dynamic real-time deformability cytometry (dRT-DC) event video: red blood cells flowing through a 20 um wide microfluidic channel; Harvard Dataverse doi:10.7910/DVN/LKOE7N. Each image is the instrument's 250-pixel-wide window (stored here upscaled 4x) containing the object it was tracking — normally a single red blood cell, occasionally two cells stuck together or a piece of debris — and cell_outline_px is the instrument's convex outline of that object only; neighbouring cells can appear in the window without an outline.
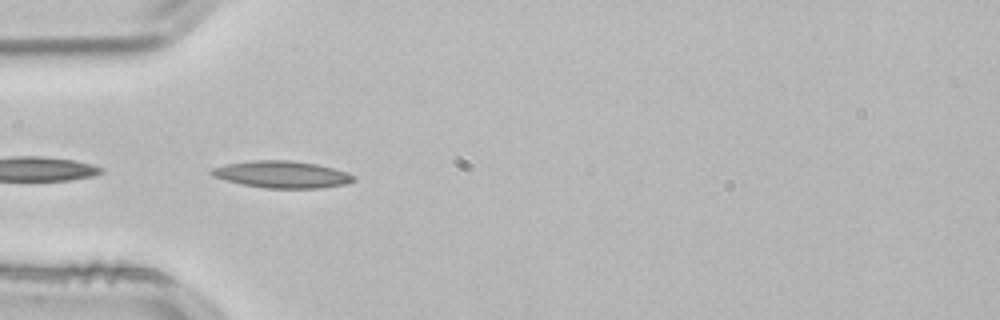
{"species": "common noctule bat (a hibernating species)", "species_latin": "Nyctalus noctula", "temperature_condition": "room temperature", "stored_images_in_passage": 5, "camera_frame_rate_fps": 3000, "um_per_image_px": 0.085, "animal": {"sex": "male", "body_mass_g": 21.5, "forearm_length_mm": 52.0}, "frame": {"image": 1, "passage_image": 1, "time_ms": 0.0, "image_size_px": [1000, 320], "cell_outline_px": [[356, 180], [344, 184], [320, 188], [264, 188], [240, 184], [224, 180], [212, 176], [208, 172], [212, 168], [224, 164], [252, 160], [292, 160], [316, 164], [348, 172], [356, 176]], "centroid_in_image_um": [23.93, 14.82], "position_along_channel_um": 61.1, "area_um2": 22.54}}